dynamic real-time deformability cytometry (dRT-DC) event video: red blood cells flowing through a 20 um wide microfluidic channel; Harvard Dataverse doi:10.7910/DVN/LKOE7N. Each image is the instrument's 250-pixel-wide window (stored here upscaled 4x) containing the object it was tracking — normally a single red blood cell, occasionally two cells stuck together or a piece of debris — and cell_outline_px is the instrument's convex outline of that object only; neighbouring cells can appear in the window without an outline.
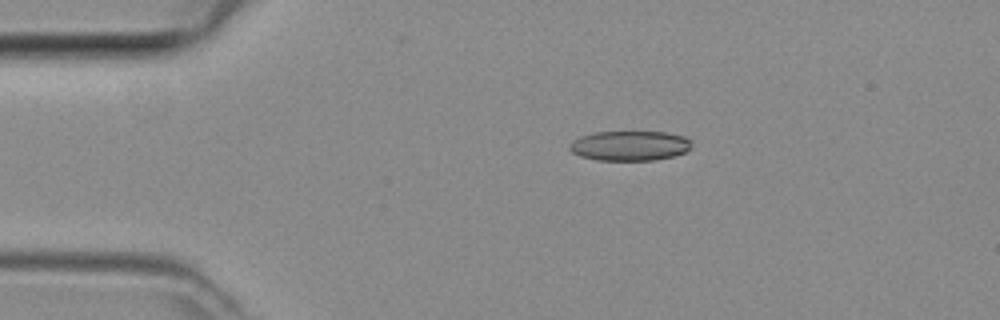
{"species": "common noctule bat (a hibernating species)", "species_latin": "Nyctalus noctula", "temperature_condition": "room temperature", "stored_images_in_passage": 2, "camera_frame_rate_fps": 3000, "um_per_image_px": 0.085, "animal": {"sex": "female", "body_mass_g": 29.2, "forearm_length_mm": 56.3}, "frame": {"image": 1, "passage_image": 1, "time_ms": 0.0, "image_size_px": [1000, 320], "cell_outline_px": [[692, 148], [684, 152], [672, 156], [652, 160], [596, 160], [580, 156], [572, 152], [568, 148], [568, 144], [572, 140], [580, 136], [596, 132], [664, 132], [684, 136], [688, 140]], "centroid_in_image_um": [53.47, 12.38], "position_along_channel_um": 31.5, "area_um2": 21.15}}